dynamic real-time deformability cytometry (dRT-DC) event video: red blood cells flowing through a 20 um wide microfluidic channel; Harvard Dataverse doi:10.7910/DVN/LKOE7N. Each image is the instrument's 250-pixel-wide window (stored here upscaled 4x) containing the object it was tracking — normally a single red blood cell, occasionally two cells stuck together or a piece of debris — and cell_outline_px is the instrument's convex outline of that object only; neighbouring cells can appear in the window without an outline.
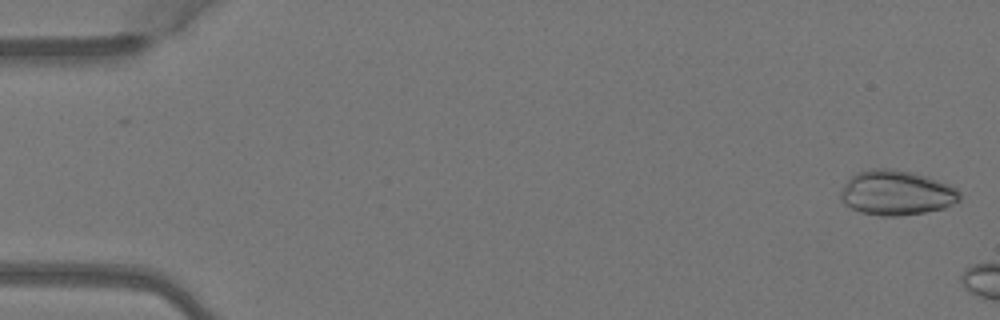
{"species": "Egyptian fruit bat (a non-hibernating species)", "species_latin": "Rousettus aegyptiacus", "temperature_condition": "warm", "stored_images_in_passage": 3, "camera_frame_rate_fps": 3000, "um_per_image_px": 0.085, "animal": {"sex": "female"}, "frame": {"image": 1, "passage_image": 1, "time_ms": 0.0, "image_size_px": [1000, 320], "cell_outline_px": [[960, 200], [944, 208], [924, 212], [900, 216], [880, 216], [860, 212], [844, 204], [840, 200], [840, 192], [844, 184], [856, 172], [872, 168], [892, 168], [912, 172], [948, 184], [956, 188], [960, 192]], "centroid_in_image_um": [76.16, 16.39], "position_along_channel_um": 8.8, "area_um2": 31.15}}